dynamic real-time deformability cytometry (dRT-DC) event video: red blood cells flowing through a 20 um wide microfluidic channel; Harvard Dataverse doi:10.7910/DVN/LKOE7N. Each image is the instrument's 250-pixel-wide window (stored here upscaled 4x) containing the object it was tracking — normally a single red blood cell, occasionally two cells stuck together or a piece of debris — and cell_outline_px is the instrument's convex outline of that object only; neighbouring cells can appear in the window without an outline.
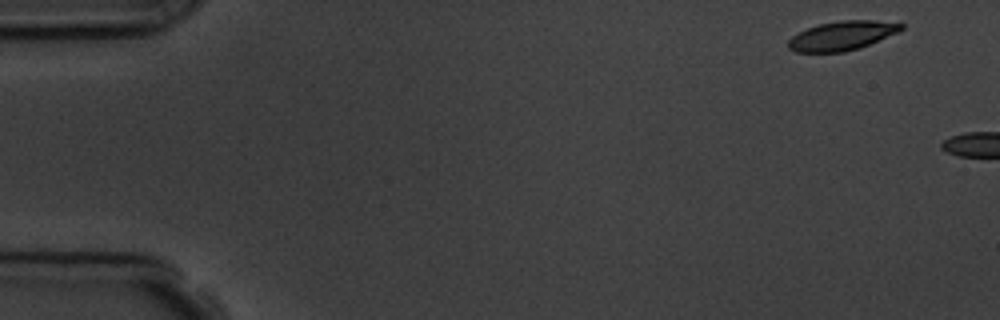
{"species": "common noctule bat (a hibernating species)", "species_latin": "Nyctalus noctula", "temperature_condition": "room temperature", "stored_images_in_passage": 2, "camera_frame_rate_fps": 3000, "um_per_image_px": 0.085, "animal": {"sex": "male", "body_mass_g": 19.5, "forearm_length_mm": 54.6}, "frame": {"image": 1, "passage_image": 1, "time_ms": 0.0, "image_size_px": [1000, 320], "cell_outline_px": [[904, 28], [900, 32], [860, 48], [844, 52], [796, 52], [788, 48], [788, 40], [792, 36], [808, 28], [820, 24], [840, 20], [876, 20], [904, 24]], "centroid_in_image_um": [71.61, 3.03], "position_along_channel_um": 13.4, "area_um2": 19.25}}